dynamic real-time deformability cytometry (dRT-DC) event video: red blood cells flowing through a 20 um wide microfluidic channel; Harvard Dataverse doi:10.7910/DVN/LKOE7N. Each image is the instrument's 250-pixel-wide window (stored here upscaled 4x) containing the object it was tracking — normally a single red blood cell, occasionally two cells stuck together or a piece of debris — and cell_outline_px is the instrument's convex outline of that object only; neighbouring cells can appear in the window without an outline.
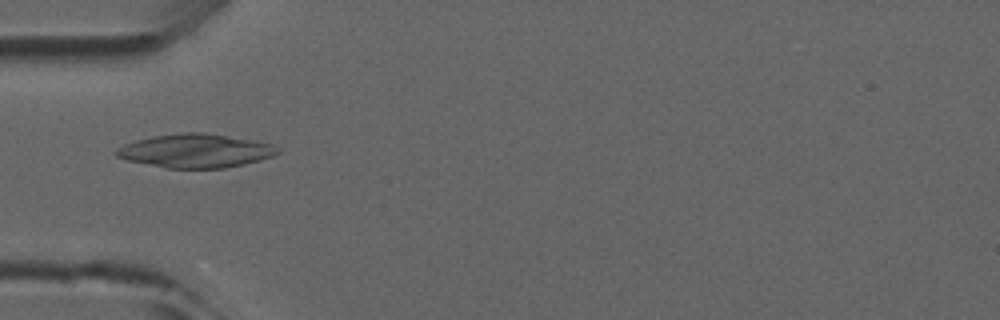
{"species": "common noctule bat (a hibernating species)", "species_latin": "Nyctalus noctula", "temperature_condition": "room temperature", "stored_images_in_passage": 5, "camera_frame_rate_fps": 3000, "um_per_image_px": 0.085, "animal": {"sex": "male", "forearm_length_mm": 52.5}, "frame": {"image": 1, "passage_image": 5, "time_ms": 5.0, "image_size_px": [1000, 320], "cell_outline_px": [[280, 152], [272, 156], [260, 160], [244, 164], [224, 168], [168, 168], [128, 160], [116, 156], [116, 148], [124, 144], [136, 140], [152, 136], [184, 132], [204, 132], [252, 140], [272, 144], [280, 148]], "centroid_in_image_um": [16.63, 12.81], "position_along_channel_um": 68.4, "area_um2": 31.5}}